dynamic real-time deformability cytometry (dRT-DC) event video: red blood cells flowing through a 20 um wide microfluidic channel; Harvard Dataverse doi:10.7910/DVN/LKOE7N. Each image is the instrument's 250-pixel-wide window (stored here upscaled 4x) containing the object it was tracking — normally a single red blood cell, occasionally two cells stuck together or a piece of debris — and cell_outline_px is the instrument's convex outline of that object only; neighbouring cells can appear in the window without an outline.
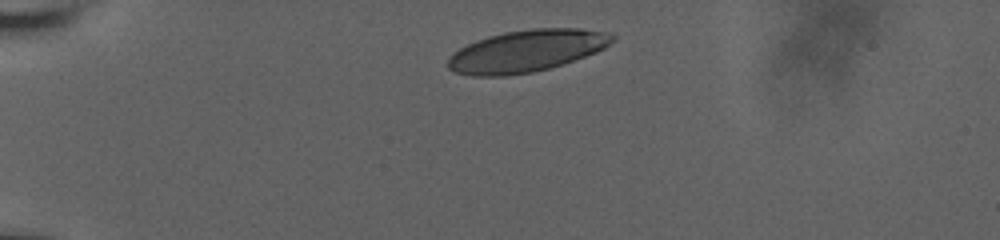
{"species": "human", "species_latin": "Homo sapiens", "temperature_condition": "room temperature", "stored_images_in_passage": 4, "camera_frame_rate_fps": 3000, "um_per_image_px": 0.085, "donor": {"sex": "male"}, "frame": {"image": 1, "passage_image": 1, "time_ms": 0.0, "image_size_px": [1000, 240], "cell_outline_px": [[616, 36], [604, 48], [596, 52], [548, 68], [532, 72], [504, 76], [472, 76], [456, 72], [448, 68], [448, 60], [460, 48], [476, 40], [488, 36], [504, 32], [532, 28], [580, 28], [604, 32]], "centroid_in_image_um": [44.74, 4.32], "position_along_channel_um": 40.3, "area_um2": 39.65}}
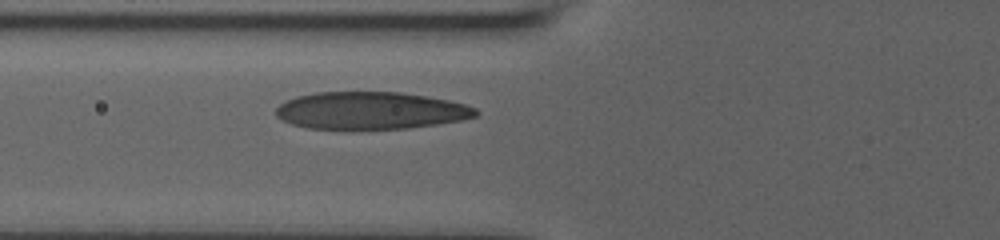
{"frame": {"image": 2, "passage_image": 4, "time_ms": 3.0, "image_size_px": [1000, 240], "cell_outline_px": [[480, 112], [476, 116], [460, 120], [436, 124], [408, 128], [308, 128], [292, 124], [280, 120], [276, 116], [276, 108], [280, 104], [296, 96], [316, 92], [400, 92], [428, 96], [448, 100], [464, 104], [476, 108]], "centroid_in_image_um": [31.5, 9.38], "position_along_channel_um": 94.3, "area_um2": 43.23}}